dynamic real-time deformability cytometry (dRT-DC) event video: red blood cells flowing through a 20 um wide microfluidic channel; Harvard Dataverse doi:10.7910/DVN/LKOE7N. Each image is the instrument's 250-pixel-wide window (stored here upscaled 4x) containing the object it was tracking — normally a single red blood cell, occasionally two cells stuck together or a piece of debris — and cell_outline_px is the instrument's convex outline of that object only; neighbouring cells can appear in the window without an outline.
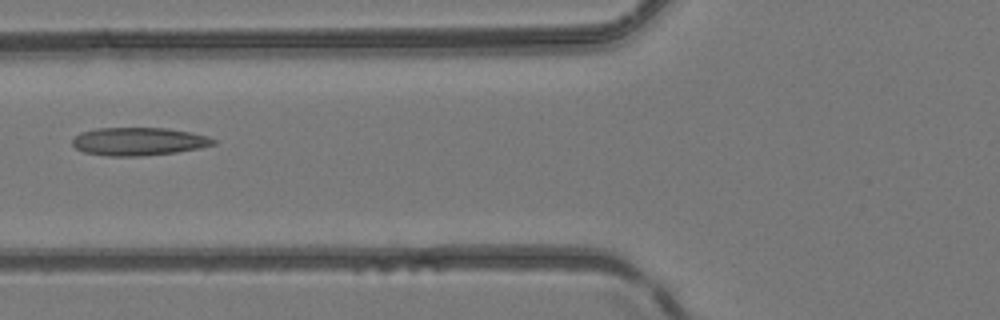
{"species": "common noctule bat (a hibernating species)", "species_latin": "Nyctalus noctula", "temperature_condition": "room temperature", "stored_images_in_passage": 6, "camera_frame_rate_fps": 3000, "um_per_image_px": 0.085, "animal": {"sex": "female", "body_mass_g": 24.6, "forearm_length_mm": 56.2}, "frame": {"image": 1, "passage_image": 5, "time_ms": 4.667, "image_size_px": [1000, 320], "cell_outline_px": [[216, 144], [200, 148], [176, 152], [140, 156], [108, 156], [84, 152], [76, 148], [72, 144], [72, 140], [80, 132], [96, 128], [168, 128], [192, 132], [208, 136], [216, 140]], "centroid_in_image_um": [11.8, 12.02], "position_along_channel_um": 114.0, "area_um2": 23.12}}
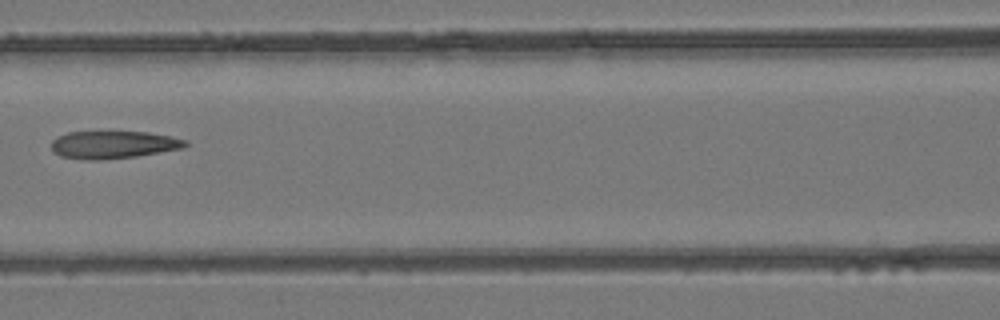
{"frame": {"image": 2, "passage_image": 6, "time_ms": 5.667, "image_size_px": [1000, 320], "cell_outline_px": [[188, 144], [184, 148], [136, 156], [104, 160], [88, 160], [60, 156], [52, 152], [52, 140], [56, 136], [68, 132], [148, 132], [188, 140]], "centroid_in_image_um": [9.61, 12.3], "position_along_channel_um": 157.0, "area_um2": 21.62}}